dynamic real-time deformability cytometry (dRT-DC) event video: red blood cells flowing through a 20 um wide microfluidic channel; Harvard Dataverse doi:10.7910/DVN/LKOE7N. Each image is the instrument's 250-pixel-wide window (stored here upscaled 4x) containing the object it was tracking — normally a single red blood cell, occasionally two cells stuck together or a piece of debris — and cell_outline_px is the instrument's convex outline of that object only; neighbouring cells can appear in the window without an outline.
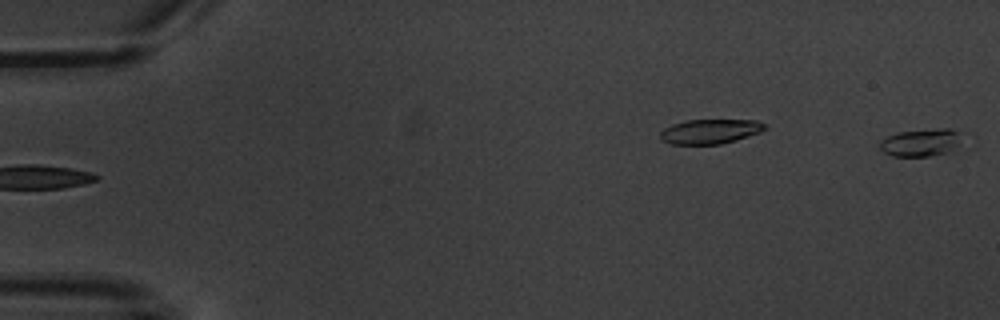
{"species": "common noctule bat (a hibernating species)", "species_latin": "Nyctalus noctula", "temperature_condition": "warm", "stored_images_in_passage": 6, "camera_frame_rate_fps": 3000, "um_per_image_px": 0.085, "animal": {"sex": "male", "body_mass_g": 20.1, "forearm_length_mm": 53.5}, "frame": {"image": 1, "passage_image": 6, "time_ms": 6.333, "image_size_px": [1000, 320], "cell_outline_px": [[960, 144], [948, 152], [928, 156], [892, 156], [884, 152], [880, 148], [880, 140], [896, 132], [940, 128], [948, 128], [956, 132]], "centroid_in_image_um": [78.21, 12.12], "position_along_channel_um": 6.8, "area_um2": 12.95}}